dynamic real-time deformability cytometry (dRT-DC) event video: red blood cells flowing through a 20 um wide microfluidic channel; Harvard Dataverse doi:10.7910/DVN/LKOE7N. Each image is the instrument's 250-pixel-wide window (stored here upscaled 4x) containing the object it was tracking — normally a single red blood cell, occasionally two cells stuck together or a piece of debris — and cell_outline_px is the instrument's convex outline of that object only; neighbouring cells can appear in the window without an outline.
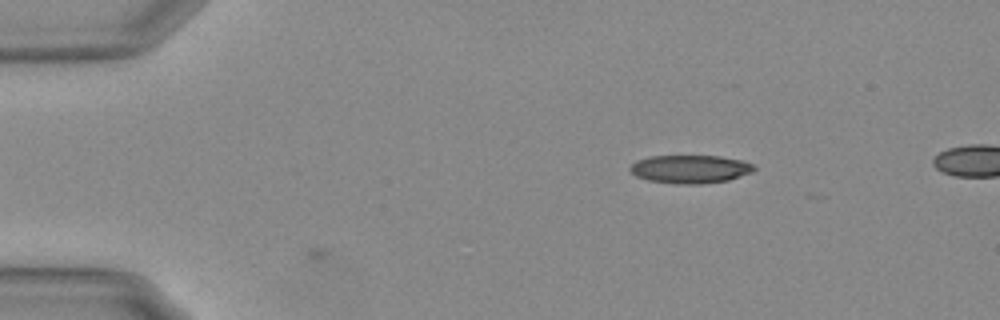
{"species": "Egyptian fruit bat (a non-hibernating species)", "species_latin": "Rousettus aegyptiacus", "temperature_condition": "warm", "stored_images_in_passage": 2, "camera_frame_rate_fps": 3000, "um_per_image_px": 0.085, "animal": {"sex": "female"}, "frame": {"image": 1, "passage_image": 1, "time_ms": 0.0, "image_size_px": [1000, 320], "cell_outline_px": [[756, 168], [752, 172], [728, 180], [700, 184], [676, 184], [648, 180], [636, 176], [628, 168], [636, 160], [648, 156], [720, 156], [740, 160], [752, 164]], "centroid_in_image_um": [58.64, 14.37], "position_along_channel_um": 26.4, "area_um2": 20.35}}